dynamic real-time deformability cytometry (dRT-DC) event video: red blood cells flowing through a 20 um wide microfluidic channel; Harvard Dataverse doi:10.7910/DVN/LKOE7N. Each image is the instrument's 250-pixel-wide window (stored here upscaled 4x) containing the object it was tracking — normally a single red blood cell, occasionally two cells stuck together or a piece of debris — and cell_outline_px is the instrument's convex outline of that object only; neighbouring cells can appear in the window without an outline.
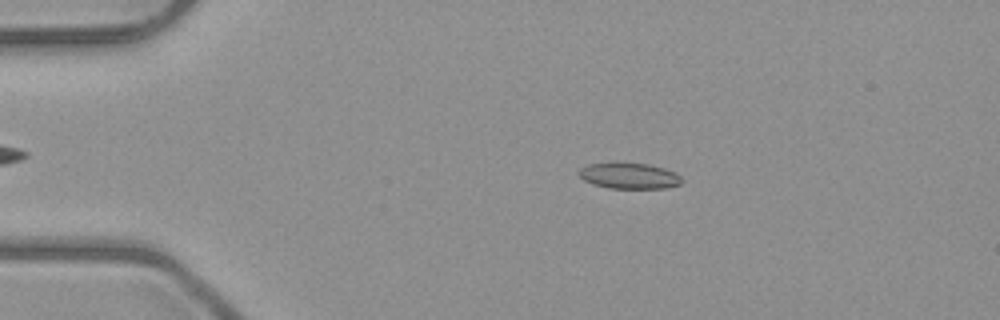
{"species": "common noctule bat (a hibernating species)", "species_latin": "Nyctalus noctula", "temperature_condition": "room temperature", "stored_images_in_passage": 5, "camera_frame_rate_fps": 3000, "um_per_image_px": 0.085, "animal": {"sex": "male", "body_mass_g": 23.1, "forearm_length_mm": 52.7}, "frame": {"image": 1, "passage_image": 3, "time_ms": 2.333, "image_size_px": [1000, 320], "cell_outline_px": [[680, 184], [664, 188], [608, 188], [592, 184], [584, 180], [576, 172], [580, 168], [588, 164], [612, 160], [620, 160], [648, 164], [664, 168], [676, 172], [680, 176]], "centroid_in_image_um": [53.4, 14.89], "position_along_channel_um": 31.6, "area_um2": 16.18}}
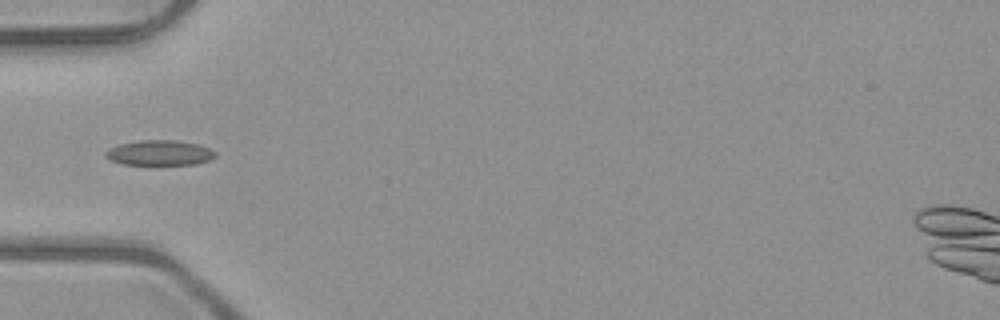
{"frame": {"image": 2, "passage_image": 5, "time_ms": 4.667, "image_size_px": [1000, 320], "cell_outline_px": [[216, 156], [208, 160], [196, 164], [156, 168], [124, 164], [112, 160], [104, 156], [104, 152], [108, 148], [120, 144], [140, 140], [176, 140], [200, 144], [216, 152]], "centroid_in_image_um": [13.56, 13.04], "position_along_channel_um": 71.4, "area_um2": 17.05}}